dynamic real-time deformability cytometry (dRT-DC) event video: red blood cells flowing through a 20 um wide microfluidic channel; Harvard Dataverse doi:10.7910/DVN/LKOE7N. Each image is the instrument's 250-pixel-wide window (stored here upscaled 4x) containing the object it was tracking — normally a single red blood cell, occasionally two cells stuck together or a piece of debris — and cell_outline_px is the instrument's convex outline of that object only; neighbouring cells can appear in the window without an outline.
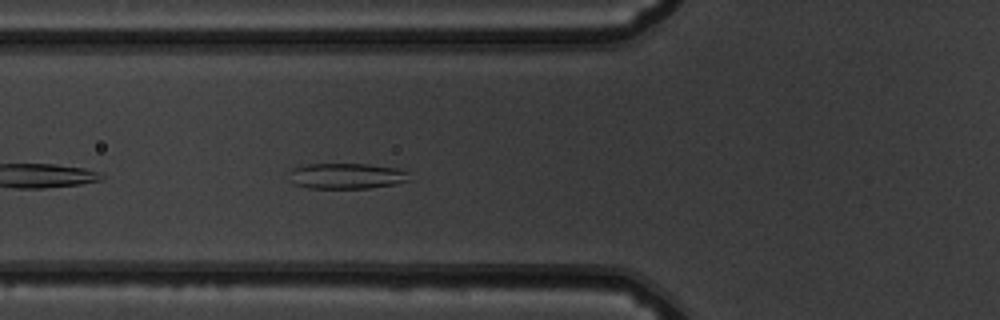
{"species": "common noctule bat (a hibernating species)", "species_latin": "Nyctalus noctula", "temperature_condition": "warm", "stored_images_in_passage": 30, "camera_frame_rate_fps": 3000, "um_per_image_px": 0.085, "animal": {"sex": "male", "body_mass_g": 19.5, "forearm_length_mm": 54.6}, "frame": {"image": 1, "passage_image": 4, "time_ms": 1.0, "image_size_px": [1000, 320], "cell_outline_px": [[412, 180], [396, 184], [368, 188], [308, 188], [292, 184], [292, 168], [308, 164], [368, 164], [400, 168], [408, 172]], "centroid_in_image_um": [29.54, 14.96], "position_along_channel_um": 96.3, "area_um2": 18.09}}
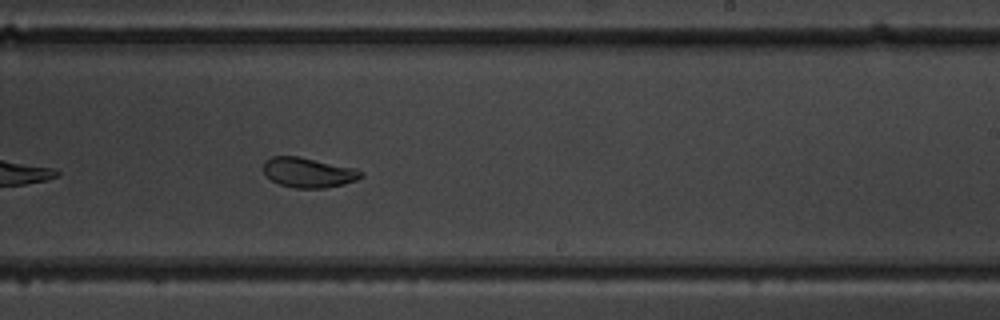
{"frame": {"image": 2, "passage_image": 17, "time_ms": 5.333, "image_size_px": [1000, 320], "cell_outline_px": [[364, 176], [356, 180], [344, 184], [324, 188], [296, 188], [280, 184], [272, 180], [264, 172], [264, 160], [272, 156], [296, 156], [352, 168], [364, 172]], "centroid_in_image_um": [26.2, 14.67], "position_along_channel_um": 262.8, "area_um2": 16.7}}
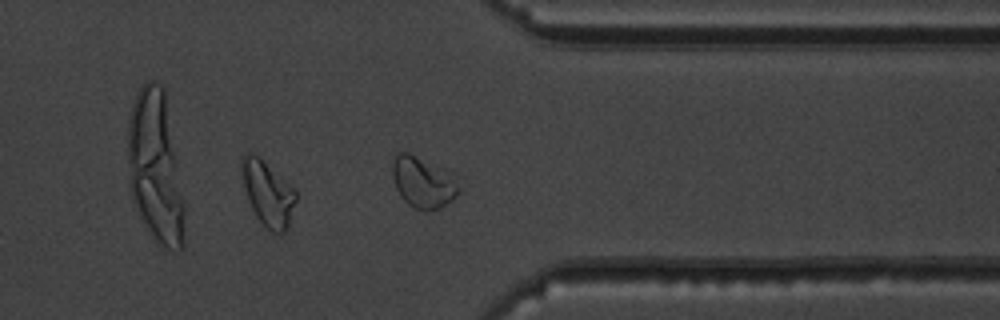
{"frame": {"image": 3, "passage_image": 26, "time_ms": 8.333, "image_size_px": [1000, 320], "cell_outline_px": [[460, 192], [452, 200], [440, 208], [428, 212], [416, 208], [408, 204], [400, 196], [396, 188], [392, 176], [392, 160], [396, 152], [408, 152], [456, 176], [460, 188]], "centroid_in_image_um": [35.95, 15.51], "position_along_channel_um": 375.5, "area_um2": 19.88}, "authors_computed_cell_mechanics": {"area_um2": 17.5423, "velocity_mm_per_s": 3.8368, "shape_relaxation_time_tau1_ms": 7.2183, "shape_relaxation_time_tau2_ms": 0.6042, "deformation_change_tau1": 0.2241, "deformation_change_tau2": 0.0504}}